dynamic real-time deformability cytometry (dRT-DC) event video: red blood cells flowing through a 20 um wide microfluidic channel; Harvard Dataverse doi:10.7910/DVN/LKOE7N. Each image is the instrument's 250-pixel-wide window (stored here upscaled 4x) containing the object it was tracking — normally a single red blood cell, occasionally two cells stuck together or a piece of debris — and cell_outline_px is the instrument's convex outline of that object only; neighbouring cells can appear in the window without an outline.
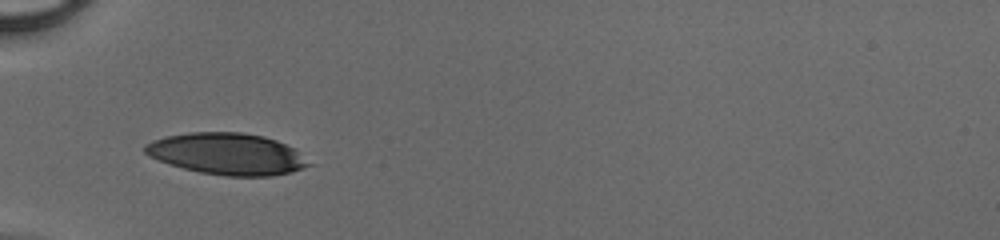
{"species": "human", "species_latin": "Homo sapiens", "temperature_condition": "cold", "stored_images_in_passage": 21, "camera_frame_rate_fps": 3000, "um_per_image_px": 0.085, "donor": {"sex": "male"}, "frame": {"image": 1, "passage_image": 1, "time_ms": 0.0, "image_size_px": [1000, 240], "cell_outline_px": [[312, 164], [288, 172], [272, 176], [224, 176], [200, 172], [184, 168], [160, 160], [144, 152], [144, 144], [152, 140], [164, 136], [188, 132], [244, 132], [264, 136], [276, 140], [292, 148]], "centroid_in_image_um": [19.26, 13.06], "position_along_channel_um": 65.7, "area_um2": 39.25}}
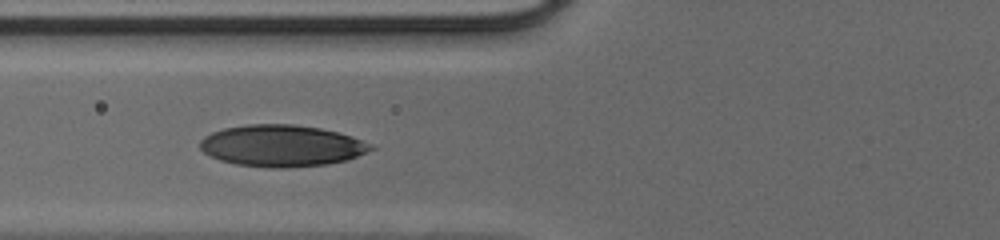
{"frame": {"image": 2, "passage_image": 4, "time_ms": 1.0, "image_size_px": [1000, 240], "cell_outline_px": [[376, 148], [348, 160], [328, 164], [288, 168], [272, 168], [236, 164], [220, 160], [204, 152], [200, 148], [200, 140], [204, 136], [212, 132], [224, 128], [248, 124], [292, 124], [320, 128], [340, 132], [372, 144]], "centroid_in_image_um": [23.96, 12.39], "position_along_channel_um": 101.8, "area_um2": 41.56}}